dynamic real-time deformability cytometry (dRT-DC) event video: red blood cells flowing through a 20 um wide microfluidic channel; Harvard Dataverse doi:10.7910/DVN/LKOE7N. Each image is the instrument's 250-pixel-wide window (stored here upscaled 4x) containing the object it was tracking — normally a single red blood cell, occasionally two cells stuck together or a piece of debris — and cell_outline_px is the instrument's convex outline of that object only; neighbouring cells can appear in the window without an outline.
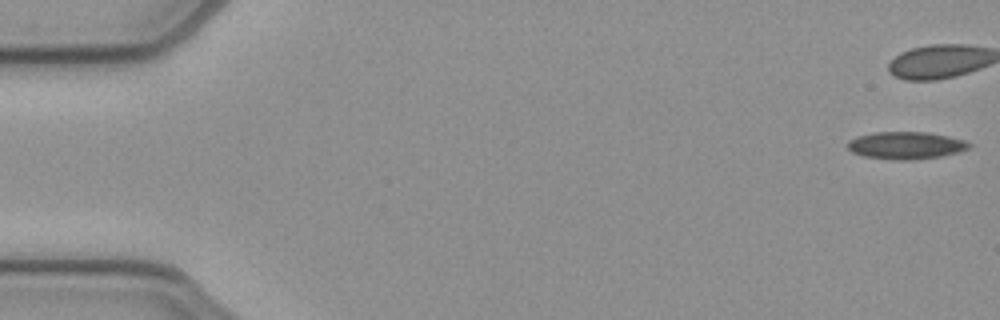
{"species": "common noctule bat (a hibernating species)", "species_latin": "Nyctalus noctula", "temperature_condition": "cold", "stored_images_in_passage": 41, "camera_frame_rate_fps": 3000, "um_per_image_px": 0.085, "animal": {"sex": "female", "body_mass_g": 21.9}, "frame": {"image": 1, "passage_image": 1, "time_ms": 0.0, "image_size_px": [1000, 320], "cell_outline_px": [[972, 144], [968, 148], [960, 152], [940, 156], [912, 160], [896, 160], [864, 156], [852, 152], [848, 148], [848, 140], [856, 136], [876, 132], [928, 132], [948, 136], [964, 140]], "centroid_in_image_um": [77.0, 12.35], "position_along_channel_um": 8.0, "area_um2": 19.36}}